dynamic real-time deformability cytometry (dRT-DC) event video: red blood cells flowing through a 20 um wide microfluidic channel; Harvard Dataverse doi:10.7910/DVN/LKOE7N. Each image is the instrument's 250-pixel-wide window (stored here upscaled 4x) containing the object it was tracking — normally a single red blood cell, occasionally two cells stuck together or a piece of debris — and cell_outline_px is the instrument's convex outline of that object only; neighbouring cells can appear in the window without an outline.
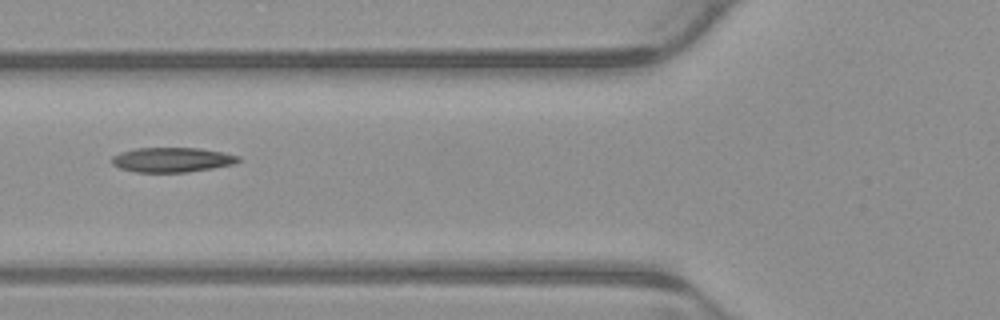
{"species": "common noctule bat (a hibernating species)", "species_latin": "Nyctalus noctula", "temperature_condition": "warm", "stored_images_in_passage": 5, "camera_frame_rate_fps": 3000, "um_per_image_px": 0.085, "animal": {"sex": "male", "body_mass_g": 23.1, "forearm_length_mm": 52.7}, "frame": {"image": 1, "passage_image": 5, "time_ms": 1.333, "image_size_px": [1000, 320], "cell_outline_px": [[240, 160], [232, 164], [212, 168], [188, 172], [136, 172], [120, 168], [112, 164], [112, 156], [120, 152], [136, 148], [200, 148], [224, 152], [240, 156]], "centroid_in_image_um": [14.62, 13.57], "position_along_channel_um": 111.2, "area_um2": 18.21}}